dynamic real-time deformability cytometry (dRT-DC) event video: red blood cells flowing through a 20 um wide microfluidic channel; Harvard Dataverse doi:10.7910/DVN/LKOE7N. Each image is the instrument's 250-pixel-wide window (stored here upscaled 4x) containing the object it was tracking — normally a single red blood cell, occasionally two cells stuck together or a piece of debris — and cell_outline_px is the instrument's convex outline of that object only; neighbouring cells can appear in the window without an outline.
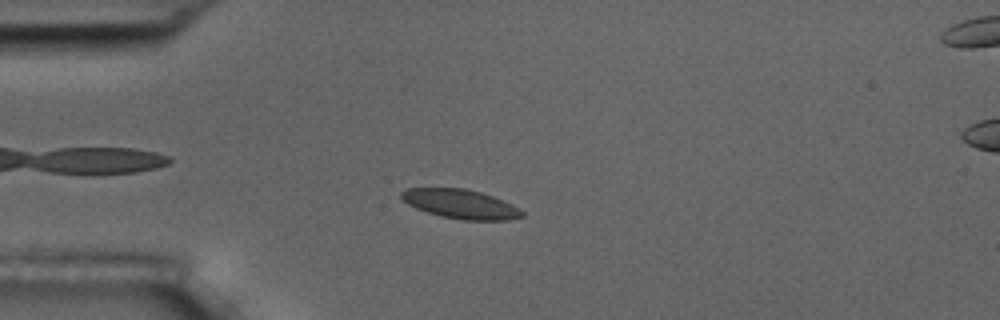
{"species": "common noctule bat (a hibernating species)", "species_latin": "Nyctalus noctula", "temperature_condition": "room temperature", "stored_images_in_passage": 6, "camera_frame_rate_fps": 3000, "um_per_image_px": 0.085, "animal": {"sex": "male", "body_mass_g": 17.5, "forearm_length_mm": 52.3}, "frame": {"image": 1, "passage_image": 5, "time_ms": 4.667, "image_size_px": [1000, 320], "cell_outline_px": [[524, 216], [508, 220], [464, 220], [440, 216], [416, 208], [408, 204], [400, 196], [400, 192], [408, 188], [464, 188], [480, 192], [492, 196], [512, 204], [524, 212]], "centroid_in_image_um": [39.15, 17.34], "position_along_channel_um": 45.8, "area_um2": 20.4}}